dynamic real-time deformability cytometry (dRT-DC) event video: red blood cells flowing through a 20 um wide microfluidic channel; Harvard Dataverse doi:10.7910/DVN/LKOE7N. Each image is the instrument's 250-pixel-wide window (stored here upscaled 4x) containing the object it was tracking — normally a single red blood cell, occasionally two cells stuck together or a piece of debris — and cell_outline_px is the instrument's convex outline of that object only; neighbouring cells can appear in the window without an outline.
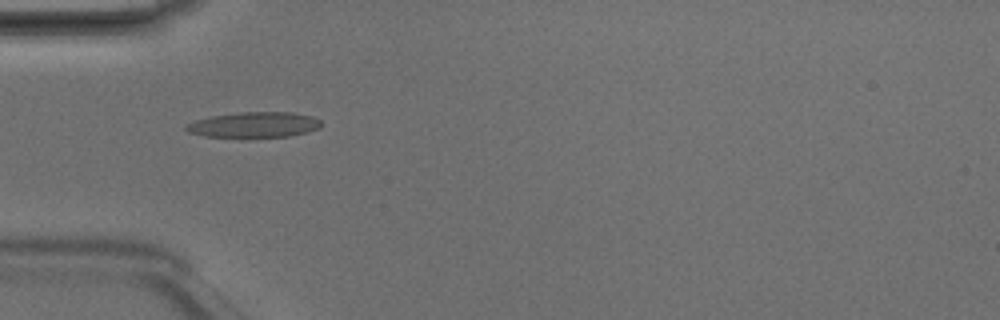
{"species": "Egyptian fruit bat (a non-hibernating species)", "species_latin": "Rousettus aegyptiacus", "temperature_condition": "room temperature", "stored_images_in_passage": 6, "camera_frame_rate_fps": 3000, "um_per_image_px": 0.085, "animal": {"sex": "male"}, "frame": {"image": 1, "passage_image": 5, "time_ms": 1.333, "image_size_px": [1000, 320], "cell_outline_px": [[320, 128], [308, 132], [288, 136], [204, 136], [188, 132], [184, 128], [184, 124], [196, 120], [212, 116], [240, 112], [292, 112], [312, 116], [320, 120]], "centroid_in_image_um": [21.6, 10.59], "position_along_channel_um": 63.4, "area_um2": 19.77}}